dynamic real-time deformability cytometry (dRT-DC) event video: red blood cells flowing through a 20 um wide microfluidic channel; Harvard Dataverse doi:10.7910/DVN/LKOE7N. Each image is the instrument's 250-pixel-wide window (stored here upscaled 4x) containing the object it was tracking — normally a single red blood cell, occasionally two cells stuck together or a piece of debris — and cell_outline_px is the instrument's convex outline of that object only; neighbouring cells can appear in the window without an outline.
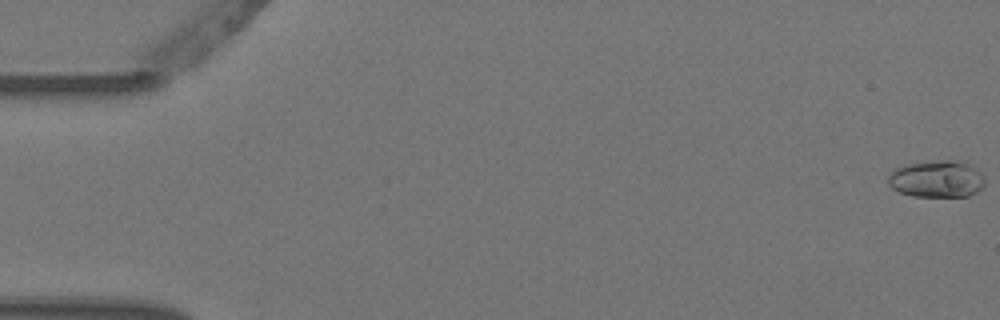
{"species": "Egyptian fruit bat (a non-hibernating species)", "species_latin": "Rousettus aegyptiacus", "temperature_condition": "warm", "stored_images_in_passage": 7, "camera_frame_rate_fps": 3000, "um_per_image_px": 0.085, "animal": {"sex": "female"}, "frame": {"image": 1, "passage_image": 1, "time_ms": 0.0, "image_size_px": [1000, 320], "cell_outline_px": [[984, 184], [976, 192], [968, 196], [912, 196], [900, 192], [892, 188], [888, 184], [888, 176], [896, 168], [904, 164], [936, 160], [964, 160], [972, 164], [984, 176]], "centroid_in_image_um": [79.64, 15.19], "position_along_channel_um": 5.4, "area_um2": 21.1}}
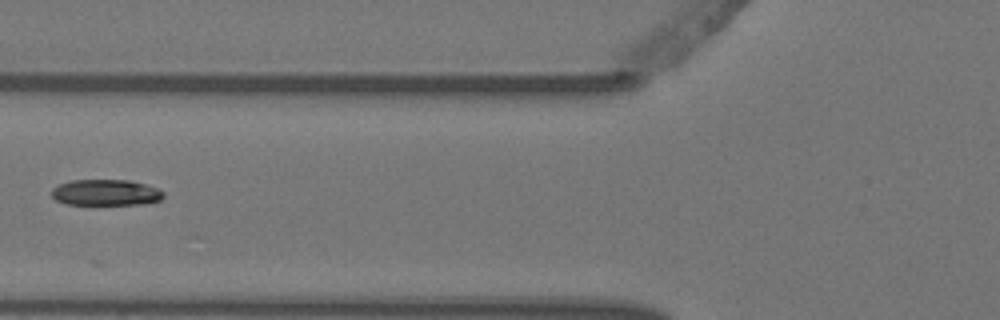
{"frame": {"image": 2, "passage_image": 6, "time_ms": 1.667, "image_size_px": [1000, 320], "cell_outline_px": [[164, 196], [160, 200], [144, 204], [68, 204], [56, 200], [52, 196], [52, 188], [60, 184], [72, 180], [128, 180], [160, 188], [164, 192]], "centroid_in_image_um": [9.03, 16.36], "position_along_channel_um": 116.8, "area_um2": 16.94}}